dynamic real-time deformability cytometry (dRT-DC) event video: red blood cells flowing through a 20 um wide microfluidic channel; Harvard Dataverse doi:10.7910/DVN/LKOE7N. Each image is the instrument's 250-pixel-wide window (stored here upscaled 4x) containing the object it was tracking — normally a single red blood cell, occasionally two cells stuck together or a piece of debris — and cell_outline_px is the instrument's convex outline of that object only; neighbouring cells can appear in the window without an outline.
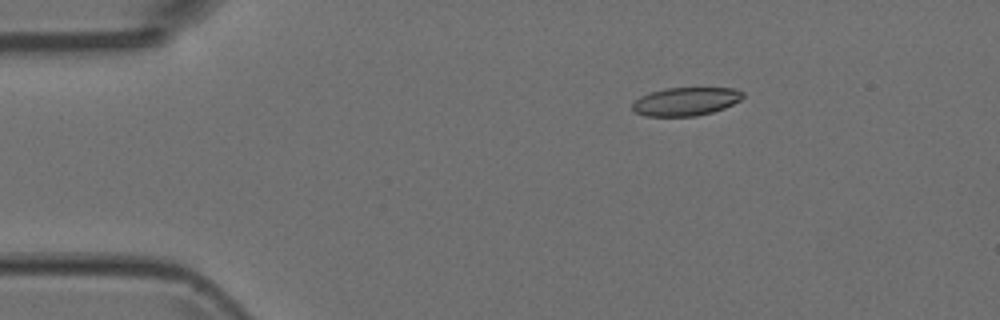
{"species": "Egyptian fruit bat (a non-hibernating species)", "species_latin": "Rousettus aegyptiacus", "temperature_condition": "room temperature", "stored_images_in_passage": 3, "camera_frame_rate_fps": 3000, "um_per_image_px": 0.085, "animal": {"sex": "female"}, "frame": {"image": 1, "passage_image": 1, "time_ms": 0.0, "image_size_px": [1000, 320], "cell_outline_px": [[744, 96], [740, 100], [724, 108], [712, 112], [696, 116], [644, 116], [636, 112], [632, 108], [632, 104], [640, 96], [648, 92], [664, 88], [736, 88], [744, 92]], "centroid_in_image_um": [58.29, 8.62], "position_along_channel_um": 26.7, "area_um2": 18.32}}
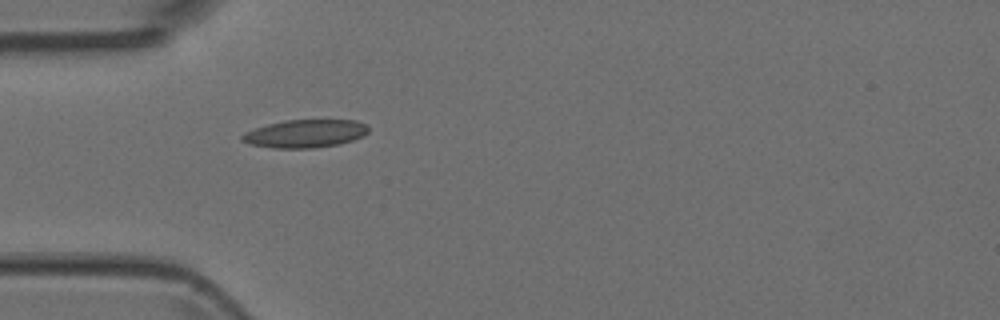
{"frame": {"image": 2, "passage_image": 3, "time_ms": 0.667, "image_size_px": [1000, 320], "cell_outline_px": [[368, 132], [364, 136], [340, 144], [312, 148], [272, 148], [248, 144], [240, 140], [240, 136], [244, 132], [268, 124], [284, 120], [356, 120], [368, 124]], "centroid_in_image_um": [25.94, 11.36], "position_along_channel_um": 59.1, "area_um2": 20.81}}